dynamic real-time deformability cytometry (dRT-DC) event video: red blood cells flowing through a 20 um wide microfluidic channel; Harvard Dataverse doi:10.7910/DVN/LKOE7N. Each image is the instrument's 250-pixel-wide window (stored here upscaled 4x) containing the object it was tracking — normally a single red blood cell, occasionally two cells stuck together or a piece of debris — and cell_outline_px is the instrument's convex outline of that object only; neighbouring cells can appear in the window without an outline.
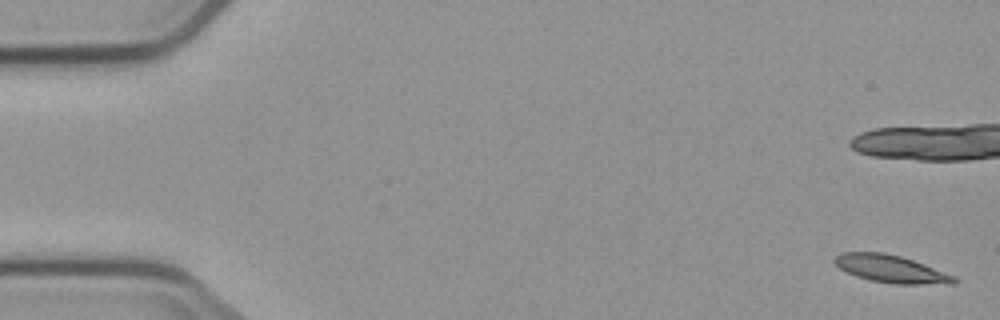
{"species": "common noctule bat (a hibernating species)", "species_latin": "Nyctalus noctula", "temperature_condition": "cold", "stored_images_in_passage": 7, "camera_frame_rate_fps": 3000, "um_per_image_px": 0.085, "animal": {"sex": "male", "body_mass_g": 23.1, "forearm_length_mm": 52.7}, "frame": {"image": 1, "passage_image": 1, "time_ms": 0.0, "image_size_px": [1000, 320], "cell_outline_px": [[960, 280], [956, 284], [896, 284], [868, 280], [856, 276], [840, 268], [832, 260], [840, 252], [884, 252], [900, 256], [924, 264], [956, 276]], "centroid_in_image_um": [75.77, 22.86], "position_along_channel_um": 9.2, "area_um2": 19.31}}
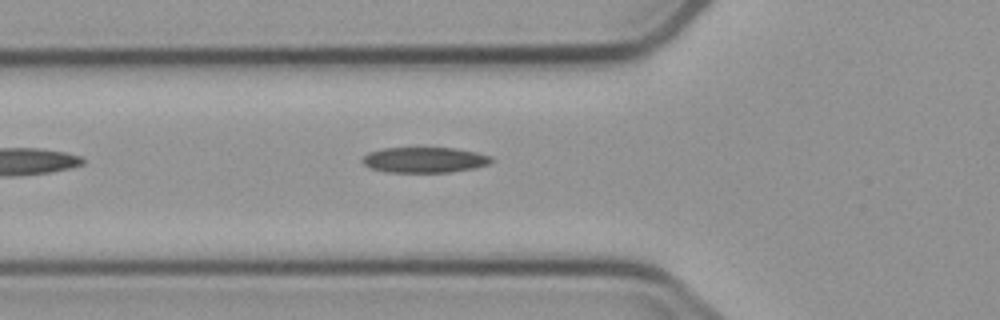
{"frame": {"image": 2, "passage_image": 7, "time_ms": 8.333, "image_size_px": [1000, 320], "cell_outline_px": [[492, 160], [488, 164], [476, 168], [452, 172], [384, 172], [368, 168], [360, 160], [368, 152], [384, 148], [456, 148], [476, 152], [492, 156]], "centroid_in_image_um": [36.06, 13.6], "position_along_channel_um": 89.7, "area_um2": 19.36}}